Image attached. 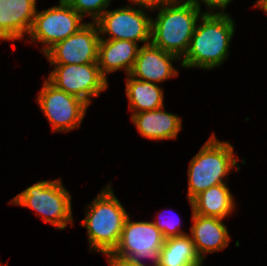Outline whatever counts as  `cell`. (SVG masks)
<instances>
[{
	"mask_svg": "<svg viewBox=\"0 0 267 266\" xmlns=\"http://www.w3.org/2000/svg\"><path fill=\"white\" fill-rule=\"evenodd\" d=\"M236 24L231 14H202L188 51L181 60L183 69L213 70L229 58Z\"/></svg>",
	"mask_w": 267,
	"mask_h": 266,
	"instance_id": "1",
	"label": "cell"
},
{
	"mask_svg": "<svg viewBox=\"0 0 267 266\" xmlns=\"http://www.w3.org/2000/svg\"><path fill=\"white\" fill-rule=\"evenodd\" d=\"M87 206L81 227L87 230L88 249L91 253L108 256L119 244L129 213L115 196L111 183L104 186Z\"/></svg>",
	"mask_w": 267,
	"mask_h": 266,
	"instance_id": "2",
	"label": "cell"
},
{
	"mask_svg": "<svg viewBox=\"0 0 267 266\" xmlns=\"http://www.w3.org/2000/svg\"><path fill=\"white\" fill-rule=\"evenodd\" d=\"M152 17L151 43L182 59L202 12L190 0H172Z\"/></svg>",
	"mask_w": 267,
	"mask_h": 266,
	"instance_id": "3",
	"label": "cell"
},
{
	"mask_svg": "<svg viewBox=\"0 0 267 266\" xmlns=\"http://www.w3.org/2000/svg\"><path fill=\"white\" fill-rule=\"evenodd\" d=\"M235 153L229 141H220L214 132L211 134L189 162L188 201L212 186L227 183L224 179H228L230 172L240 170Z\"/></svg>",
	"mask_w": 267,
	"mask_h": 266,
	"instance_id": "4",
	"label": "cell"
},
{
	"mask_svg": "<svg viewBox=\"0 0 267 266\" xmlns=\"http://www.w3.org/2000/svg\"><path fill=\"white\" fill-rule=\"evenodd\" d=\"M61 178L37 181L14 196L8 203L32 209L44 223L64 230L70 223L74 226L72 196L63 186Z\"/></svg>",
	"mask_w": 267,
	"mask_h": 266,
	"instance_id": "5",
	"label": "cell"
},
{
	"mask_svg": "<svg viewBox=\"0 0 267 266\" xmlns=\"http://www.w3.org/2000/svg\"><path fill=\"white\" fill-rule=\"evenodd\" d=\"M164 242L162 232L152 221H134L128 215L119 244L106 257L128 259L141 265L149 263H144L143 260H150L149 266H159Z\"/></svg>",
	"mask_w": 267,
	"mask_h": 266,
	"instance_id": "6",
	"label": "cell"
},
{
	"mask_svg": "<svg viewBox=\"0 0 267 266\" xmlns=\"http://www.w3.org/2000/svg\"><path fill=\"white\" fill-rule=\"evenodd\" d=\"M65 0L39 11L37 9L31 29L28 33V43L42 44L41 53H45L54 44L65 40L87 22Z\"/></svg>",
	"mask_w": 267,
	"mask_h": 266,
	"instance_id": "7",
	"label": "cell"
},
{
	"mask_svg": "<svg viewBox=\"0 0 267 266\" xmlns=\"http://www.w3.org/2000/svg\"><path fill=\"white\" fill-rule=\"evenodd\" d=\"M36 102L53 132L67 133L80 127L89 105L81 98L57 89L46 78Z\"/></svg>",
	"mask_w": 267,
	"mask_h": 266,
	"instance_id": "8",
	"label": "cell"
},
{
	"mask_svg": "<svg viewBox=\"0 0 267 266\" xmlns=\"http://www.w3.org/2000/svg\"><path fill=\"white\" fill-rule=\"evenodd\" d=\"M147 11L127 4L114 10L106 9L95 21L100 39L151 43L152 16Z\"/></svg>",
	"mask_w": 267,
	"mask_h": 266,
	"instance_id": "9",
	"label": "cell"
},
{
	"mask_svg": "<svg viewBox=\"0 0 267 266\" xmlns=\"http://www.w3.org/2000/svg\"><path fill=\"white\" fill-rule=\"evenodd\" d=\"M50 65L54 68L46 79L57 89L81 98L89 106L93 98H98L109 87L98 63Z\"/></svg>",
	"mask_w": 267,
	"mask_h": 266,
	"instance_id": "10",
	"label": "cell"
},
{
	"mask_svg": "<svg viewBox=\"0 0 267 266\" xmlns=\"http://www.w3.org/2000/svg\"><path fill=\"white\" fill-rule=\"evenodd\" d=\"M100 40L97 24L89 21L65 40L54 44L43 55L50 64L98 63Z\"/></svg>",
	"mask_w": 267,
	"mask_h": 266,
	"instance_id": "11",
	"label": "cell"
},
{
	"mask_svg": "<svg viewBox=\"0 0 267 266\" xmlns=\"http://www.w3.org/2000/svg\"><path fill=\"white\" fill-rule=\"evenodd\" d=\"M180 60L176 55L165 52L152 43L142 45L129 75L137 80L162 84L169 78L177 77L179 71L173 63L179 61L181 66Z\"/></svg>",
	"mask_w": 267,
	"mask_h": 266,
	"instance_id": "12",
	"label": "cell"
},
{
	"mask_svg": "<svg viewBox=\"0 0 267 266\" xmlns=\"http://www.w3.org/2000/svg\"><path fill=\"white\" fill-rule=\"evenodd\" d=\"M191 221L189 235L203 262L208 254L225 250L229 245L231 236L223 219L201 216L191 211Z\"/></svg>",
	"mask_w": 267,
	"mask_h": 266,
	"instance_id": "13",
	"label": "cell"
},
{
	"mask_svg": "<svg viewBox=\"0 0 267 266\" xmlns=\"http://www.w3.org/2000/svg\"><path fill=\"white\" fill-rule=\"evenodd\" d=\"M37 0H0V41L23 40L37 11Z\"/></svg>",
	"mask_w": 267,
	"mask_h": 266,
	"instance_id": "14",
	"label": "cell"
},
{
	"mask_svg": "<svg viewBox=\"0 0 267 266\" xmlns=\"http://www.w3.org/2000/svg\"><path fill=\"white\" fill-rule=\"evenodd\" d=\"M161 107L130 116L141 137L149 140H175L182 129V118Z\"/></svg>",
	"mask_w": 267,
	"mask_h": 266,
	"instance_id": "15",
	"label": "cell"
},
{
	"mask_svg": "<svg viewBox=\"0 0 267 266\" xmlns=\"http://www.w3.org/2000/svg\"><path fill=\"white\" fill-rule=\"evenodd\" d=\"M140 45L127 40L101 39L98 52V66L101 74L108 80L111 73L123 70L129 75Z\"/></svg>",
	"mask_w": 267,
	"mask_h": 266,
	"instance_id": "16",
	"label": "cell"
},
{
	"mask_svg": "<svg viewBox=\"0 0 267 266\" xmlns=\"http://www.w3.org/2000/svg\"><path fill=\"white\" fill-rule=\"evenodd\" d=\"M227 183L212 186L194 197L189 204L193 213L225 220L236 209L234 195Z\"/></svg>",
	"mask_w": 267,
	"mask_h": 266,
	"instance_id": "17",
	"label": "cell"
},
{
	"mask_svg": "<svg viewBox=\"0 0 267 266\" xmlns=\"http://www.w3.org/2000/svg\"><path fill=\"white\" fill-rule=\"evenodd\" d=\"M125 83V95L129 103L131 116L134 113L156 110L164 104V90L159 84L149 81L137 80L127 75Z\"/></svg>",
	"mask_w": 267,
	"mask_h": 266,
	"instance_id": "18",
	"label": "cell"
},
{
	"mask_svg": "<svg viewBox=\"0 0 267 266\" xmlns=\"http://www.w3.org/2000/svg\"><path fill=\"white\" fill-rule=\"evenodd\" d=\"M189 234L165 239L159 266H203Z\"/></svg>",
	"mask_w": 267,
	"mask_h": 266,
	"instance_id": "19",
	"label": "cell"
},
{
	"mask_svg": "<svg viewBox=\"0 0 267 266\" xmlns=\"http://www.w3.org/2000/svg\"><path fill=\"white\" fill-rule=\"evenodd\" d=\"M84 19L95 22L109 8L112 0H65Z\"/></svg>",
	"mask_w": 267,
	"mask_h": 266,
	"instance_id": "20",
	"label": "cell"
},
{
	"mask_svg": "<svg viewBox=\"0 0 267 266\" xmlns=\"http://www.w3.org/2000/svg\"><path fill=\"white\" fill-rule=\"evenodd\" d=\"M156 216L157 219H154L152 222L162 232L165 239L188 234L181 228L180 217L175 219L176 216L174 217L173 215V217L168 216V218L166 212L163 213V211L159 212Z\"/></svg>",
	"mask_w": 267,
	"mask_h": 266,
	"instance_id": "21",
	"label": "cell"
},
{
	"mask_svg": "<svg viewBox=\"0 0 267 266\" xmlns=\"http://www.w3.org/2000/svg\"><path fill=\"white\" fill-rule=\"evenodd\" d=\"M203 14H227L226 9L233 0H190ZM207 7L202 11L201 4Z\"/></svg>",
	"mask_w": 267,
	"mask_h": 266,
	"instance_id": "22",
	"label": "cell"
},
{
	"mask_svg": "<svg viewBox=\"0 0 267 266\" xmlns=\"http://www.w3.org/2000/svg\"><path fill=\"white\" fill-rule=\"evenodd\" d=\"M127 6H132L137 8H142L148 10L149 12H154V10L160 8L162 5L172 1V0H128Z\"/></svg>",
	"mask_w": 267,
	"mask_h": 266,
	"instance_id": "23",
	"label": "cell"
},
{
	"mask_svg": "<svg viewBox=\"0 0 267 266\" xmlns=\"http://www.w3.org/2000/svg\"><path fill=\"white\" fill-rule=\"evenodd\" d=\"M107 263L110 266H149L147 264H136L131 260L121 258H107Z\"/></svg>",
	"mask_w": 267,
	"mask_h": 266,
	"instance_id": "24",
	"label": "cell"
},
{
	"mask_svg": "<svg viewBox=\"0 0 267 266\" xmlns=\"http://www.w3.org/2000/svg\"><path fill=\"white\" fill-rule=\"evenodd\" d=\"M253 5L257 9H261L265 14H267V0H256Z\"/></svg>",
	"mask_w": 267,
	"mask_h": 266,
	"instance_id": "25",
	"label": "cell"
}]
</instances>
